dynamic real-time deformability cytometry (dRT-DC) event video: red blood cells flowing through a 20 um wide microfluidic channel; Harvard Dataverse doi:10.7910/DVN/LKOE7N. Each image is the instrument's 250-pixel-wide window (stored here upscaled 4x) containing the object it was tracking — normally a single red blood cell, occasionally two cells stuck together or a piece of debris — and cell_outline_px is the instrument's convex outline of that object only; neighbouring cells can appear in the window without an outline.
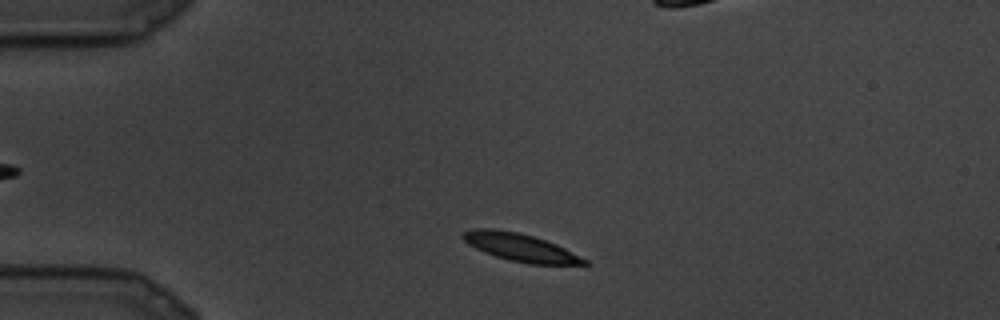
{"species": "common noctule bat (a hibernating species)", "species_latin": "Nyctalus noctula", "temperature_condition": "cold", "stored_images_in_passage": 10, "segment_of_instrument_passage": [1, 2], "camera_frame_rate_fps": 3000, "um_per_image_px": 0.085, "animal": {"sex": "male", "body_mass_g": 19.5, "forearm_length_mm": 54.6}, "frame": {"image": 1, "passage_image": 2, "time_ms": 0.333, "image_size_px": [1000, 320], "cell_outline_px": [[592, 264], [528, 264], [508, 260], [484, 252], [468, 244], [460, 236], [464, 232], [472, 228], [496, 228], [516, 232], [532, 236], [556, 244], [588, 260]], "centroid_in_image_um": [44.2, 21.02], "position_along_channel_um": 40.8, "area_um2": 19.54}}
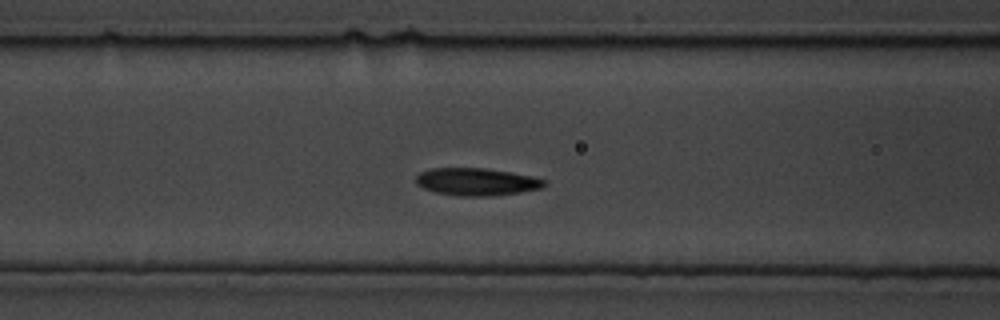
{"frame": {"image": 2, "passage_image": 7, "time_ms": 2.0, "image_size_px": [1000, 320], "cell_outline_px": [[548, 180], [544, 188], [520, 192], [488, 196], [460, 196], [436, 192], [424, 188], [416, 184], [416, 176], [420, 172], [428, 168], [484, 168], [532, 176]], "centroid_in_image_um": [40.52, 15.45], "position_along_channel_um": 126.1, "area_um2": 20.58}}
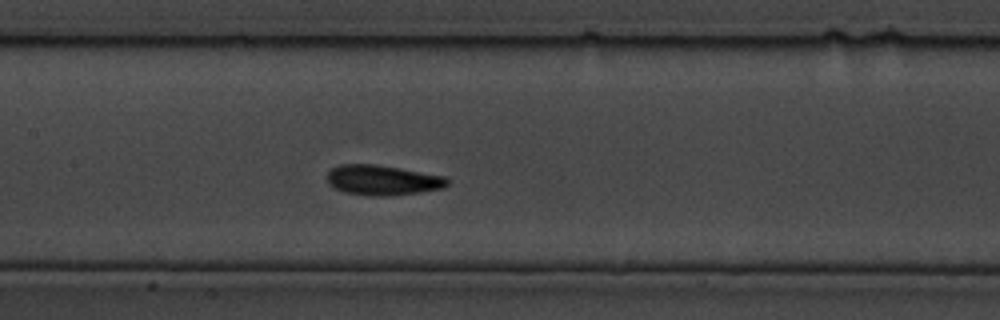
{"frame": {"image": 3, "passage_image": 9, "time_ms": 2.667, "image_size_px": [1000, 320], "cell_outline_px": [[448, 184], [444, 188], [416, 192], [380, 196], [372, 196], [344, 192], [328, 184], [328, 172], [332, 168], [340, 164], [376, 164], [400, 168], [444, 176], [448, 180]], "centroid_in_image_um": [32.49, 15.3], "position_along_channel_um": 174.9, "area_um2": 20.81}}